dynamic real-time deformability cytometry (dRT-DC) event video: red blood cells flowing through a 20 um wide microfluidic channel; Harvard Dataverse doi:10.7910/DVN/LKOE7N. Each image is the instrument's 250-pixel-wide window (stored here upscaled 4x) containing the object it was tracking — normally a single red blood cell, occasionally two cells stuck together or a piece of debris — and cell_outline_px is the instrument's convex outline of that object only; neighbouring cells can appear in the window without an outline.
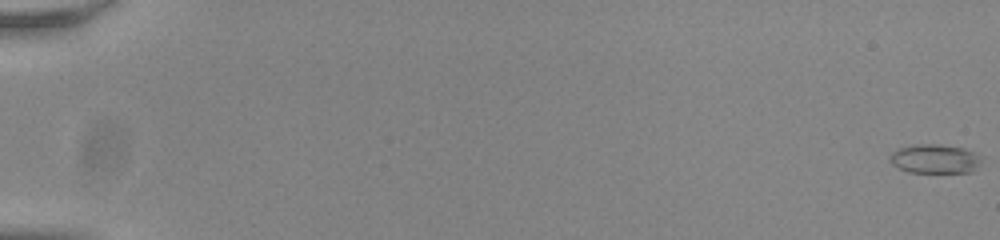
{"species": "common noctule bat (a hibernating species)", "species_latin": "Nyctalus noctula", "temperature_condition": "room temperature", "stored_images_in_passage": 56, "camera_frame_rate_fps": 3000, "um_per_image_px": 0.085, "animal": {"sex": "male", "body_mass_g": 20.0, "forearm_length_mm": 53.3}, "frame": {"image": 1, "passage_image": 1, "time_ms": 0.0, "image_size_px": [1000, 240], "cell_outline_px": [[980, 164], [972, 172], [908, 172], [892, 164], [888, 160], [888, 156], [892, 152], [900, 148], [912, 144], [940, 144], [964, 148], [972, 152], [980, 160]], "centroid_in_image_um": [79.4, 13.49], "position_along_channel_um": 5.6, "area_um2": 15.43}}
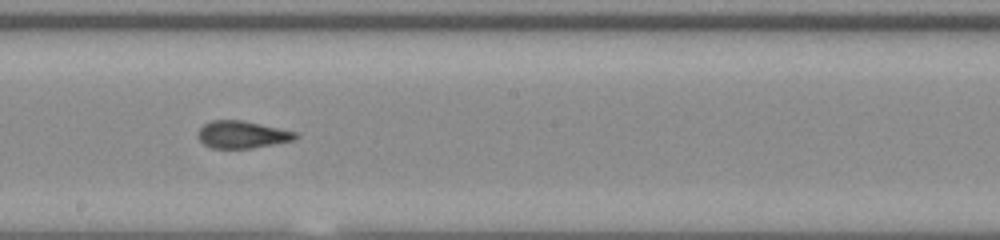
{"frame": {"image": 2, "passage_image": 34, "time_ms": 11.0, "image_size_px": [1000, 240], "cell_outline_px": [[300, 136], [292, 140], [252, 148], [212, 148], [204, 144], [196, 136], [196, 132], [204, 124], [212, 120], [244, 120], [300, 132]], "centroid_in_image_um": [20.59, 11.42], "position_along_channel_um": 227.6, "area_um2": 15.72}}
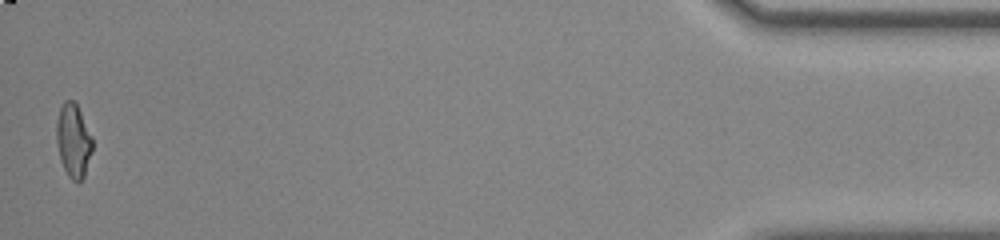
{"frame": {"image": 3, "passage_image": 56, "time_ms": 18.333, "image_size_px": [1000, 240], "cell_outline_px": [[92, 152], [84, 176], [80, 180], [72, 180], [68, 176], [60, 160], [56, 140], [56, 124], [60, 108], [64, 100], [72, 100], [76, 104], [92, 136]], "centroid_in_image_um": [6.23, 11.95], "position_along_channel_um": 429.0, "area_um2": 15.26}, "authors_computed_cell_mechanics": {"area_um2": 15.8372, "velocity_mm_per_s": 3.8478, "shape_relaxation_time_tau1_ms": null, "shape_relaxation_time_tau2_ms": 1.2738, "deformation_change_tau1": null, "deformation_change_tau2": 0.072}}